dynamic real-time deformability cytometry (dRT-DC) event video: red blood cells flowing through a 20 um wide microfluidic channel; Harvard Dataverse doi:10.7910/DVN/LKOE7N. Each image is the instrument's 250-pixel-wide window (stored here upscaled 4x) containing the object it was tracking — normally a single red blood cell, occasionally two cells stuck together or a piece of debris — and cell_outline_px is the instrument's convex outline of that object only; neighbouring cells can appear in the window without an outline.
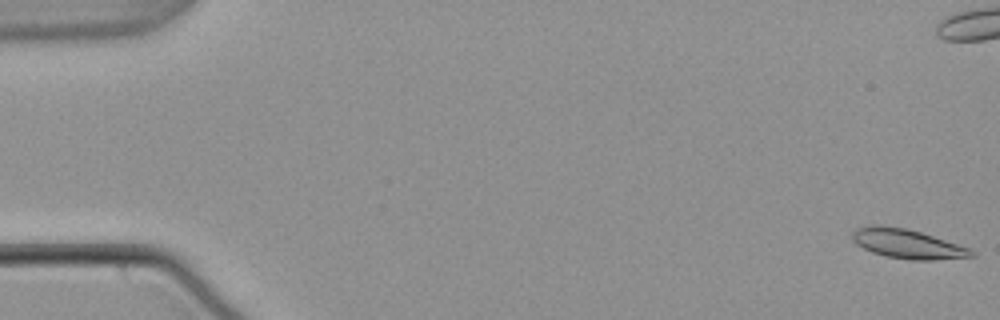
{"species": "common noctule bat (a hibernating species)", "species_latin": "Nyctalus noctula", "temperature_condition": "warm", "stored_images_in_passage": 12, "camera_frame_rate_fps": 3000, "um_per_image_px": 0.085, "animal": {"sex": "male", "body_mass_g": 21.5, "forearm_length_mm": 52.0}, "frame": {"image": 1, "passage_image": 1, "time_ms": 0.0, "image_size_px": [1000, 320], "cell_outline_px": [[976, 256], [936, 260], [912, 260], [884, 256], [872, 252], [856, 244], [852, 240], [852, 232], [856, 228], [872, 224], [880, 224], [908, 228], [968, 248], [976, 252]], "centroid_in_image_um": [77.08, 20.72], "position_along_channel_um": 7.9, "area_um2": 20.46}}